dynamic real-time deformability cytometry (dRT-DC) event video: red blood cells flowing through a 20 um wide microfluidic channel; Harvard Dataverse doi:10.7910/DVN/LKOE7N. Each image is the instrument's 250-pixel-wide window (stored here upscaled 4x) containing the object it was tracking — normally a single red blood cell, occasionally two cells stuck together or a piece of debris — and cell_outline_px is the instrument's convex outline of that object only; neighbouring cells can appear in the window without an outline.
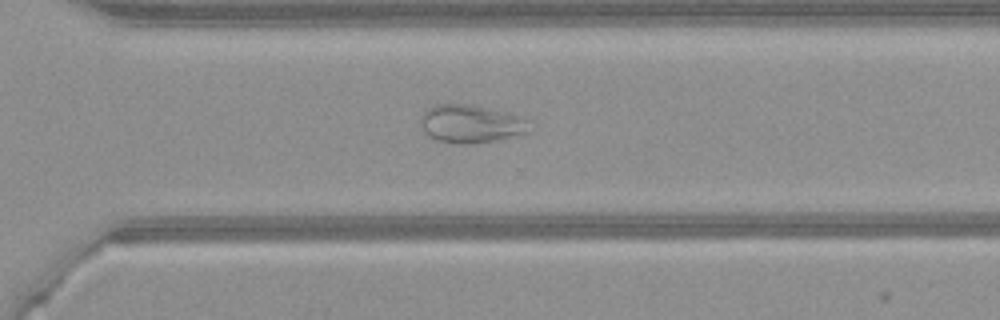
{"species": "common noctule bat (a hibernating species)", "species_latin": "Nyctalus noctula", "temperature_condition": "warm", "stored_images_in_passage": 52, "camera_frame_rate_fps": 3000, "um_per_image_px": 0.085, "animal": {"sex": "female", "body_mass_g": 21.9}, "frame": {"image": 1, "passage_image": 36, "time_ms": 11.667, "image_size_px": [1000, 320], "cell_outline_px": [[536, 128], [528, 132], [512, 136], [472, 144], [456, 144], [436, 140], [428, 136], [424, 132], [420, 124], [420, 116], [428, 108], [436, 104], [472, 104], [528, 116], [532, 120]], "centroid_in_image_um": [40.13, 10.51], "position_along_channel_um": 330.5, "area_um2": 25.03}}
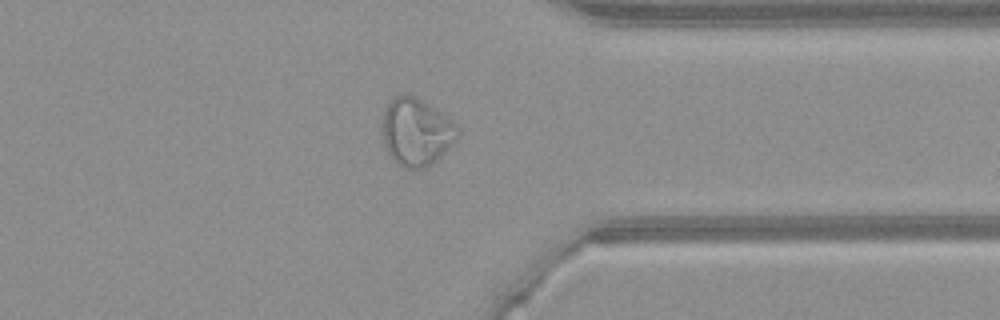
{"frame": {"image": 2, "passage_image": 40, "time_ms": 13.0, "image_size_px": [1000, 320], "cell_outline_px": [[460, 136], [432, 164], [424, 168], [400, 168], [392, 160], [384, 144], [384, 112], [388, 104], [396, 96], [404, 92], [416, 96], [448, 116], [456, 124], [460, 132]], "centroid_in_image_um": [35.42, 11.21], "position_along_channel_um": 376.0, "area_um2": 29.71}}
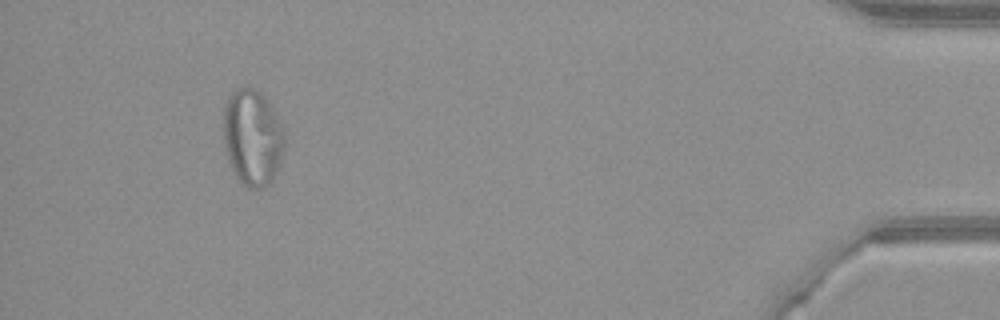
{"frame": {"image": 3, "passage_image": 48, "time_ms": 15.667, "image_size_px": [1000, 320], "cell_outline_px": [[284, 148], [280, 164], [276, 176], [268, 184], [260, 188], [248, 188], [232, 172], [228, 160], [224, 144], [224, 108], [228, 96], [236, 88], [248, 84], [260, 88], [284, 128]], "centroid_in_image_um": [21.47, 11.63], "position_along_channel_um": 413.7, "area_um2": 34.97}}